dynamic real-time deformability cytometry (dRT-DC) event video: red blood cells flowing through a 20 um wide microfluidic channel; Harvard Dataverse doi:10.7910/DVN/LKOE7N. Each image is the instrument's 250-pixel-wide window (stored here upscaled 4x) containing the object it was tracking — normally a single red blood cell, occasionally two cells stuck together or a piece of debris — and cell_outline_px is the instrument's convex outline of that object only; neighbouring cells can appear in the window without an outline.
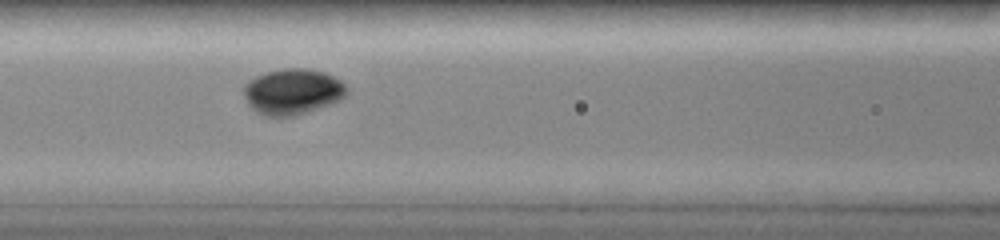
{"species": "common noctule bat (a hibernating species)", "species_latin": "Nyctalus noctula", "temperature_condition": "room temperature", "stored_images_in_passage": 6, "camera_frame_rate_fps": 3000, "um_per_image_px": 0.085, "animal": {"sex": "female", "body_mass_g": 19.0, "forearm_length_mm": 51.5}, "frame": {"image": 1, "passage_image": 5, "time_ms": 3.333, "image_size_px": [1000, 240], "cell_outline_px": [[344, 96], [328, 104], [308, 112], [296, 116], [264, 116], [256, 112], [248, 104], [244, 96], [244, 84], [256, 76], [268, 72], [284, 68], [308, 68], [324, 72], [340, 80], [344, 84]], "centroid_in_image_um": [24.81, 7.79], "position_along_channel_um": 141.8, "area_um2": 27.11}}